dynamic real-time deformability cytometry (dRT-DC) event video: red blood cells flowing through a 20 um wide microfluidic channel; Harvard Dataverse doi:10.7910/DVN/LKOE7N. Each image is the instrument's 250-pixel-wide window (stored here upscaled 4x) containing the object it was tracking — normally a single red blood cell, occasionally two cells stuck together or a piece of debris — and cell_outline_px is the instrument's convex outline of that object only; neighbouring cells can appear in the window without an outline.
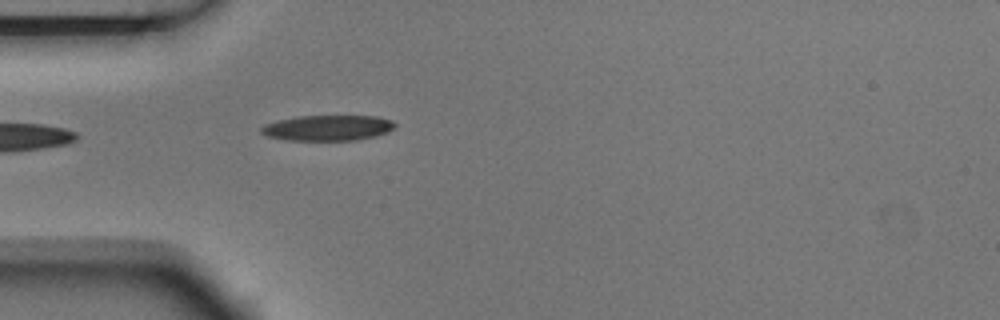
{"species": "Egyptian fruit bat (a non-hibernating species)", "species_latin": "Rousettus aegyptiacus", "temperature_condition": "room temperature", "stored_images_in_passage": 5, "camera_frame_rate_fps": 3000, "um_per_image_px": 0.085, "animal": {"sex": "male"}, "frame": {"image": 1, "passage_image": 5, "time_ms": 1.333, "image_size_px": [1000, 320], "cell_outline_px": [[396, 128], [388, 132], [376, 136], [356, 140], [288, 140], [268, 136], [260, 132], [260, 128], [264, 124], [280, 120], [300, 116], [376, 116], [392, 120], [396, 124]], "centroid_in_image_um": [27.9, 10.87], "position_along_channel_um": 57.1, "area_um2": 19.88}}